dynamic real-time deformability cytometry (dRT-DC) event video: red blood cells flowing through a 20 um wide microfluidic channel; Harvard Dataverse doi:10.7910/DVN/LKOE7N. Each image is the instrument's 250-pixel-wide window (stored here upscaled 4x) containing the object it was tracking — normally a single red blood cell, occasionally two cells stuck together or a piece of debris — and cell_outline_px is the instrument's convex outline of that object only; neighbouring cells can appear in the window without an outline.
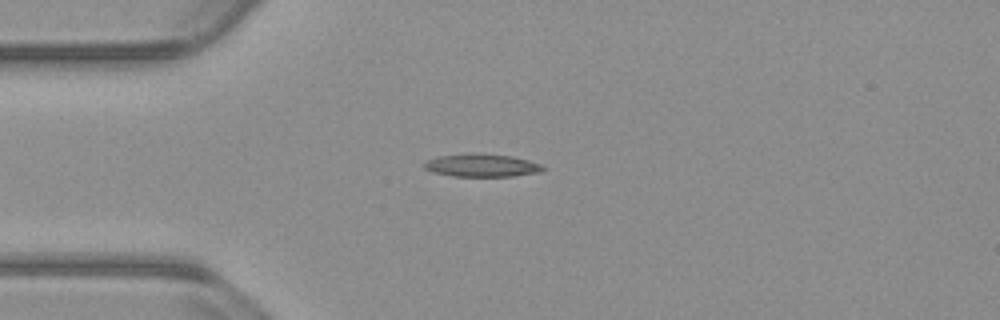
{"species": "common noctule bat (a hibernating species)", "species_latin": "Nyctalus noctula", "temperature_condition": "warm", "stored_images_in_passage": 53, "camera_frame_rate_fps": 3000, "um_per_image_px": 0.085, "animal": {"sex": "male", "body_mass_g": 23.1, "forearm_length_mm": 52.7}, "frame": {"image": 1, "passage_image": 13, "time_ms": 4.0, "image_size_px": [1000, 320], "cell_outline_px": [[548, 168], [540, 172], [512, 176], [452, 176], [432, 172], [424, 168], [420, 164], [424, 160], [436, 156], [468, 152], [512, 156], [544, 164]], "centroid_in_image_um": [40.9, 14.04], "position_along_channel_um": 44.1, "area_um2": 16.36}}
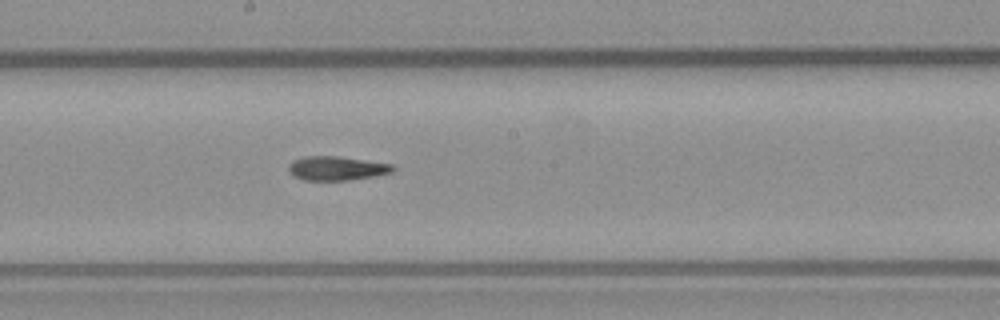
{"frame": {"image": 2, "passage_image": 28, "time_ms": 9.0, "image_size_px": [1000, 320], "cell_outline_px": [[396, 168], [392, 172], [376, 176], [348, 180], [304, 180], [292, 176], [288, 168], [288, 164], [292, 160], [304, 156], [336, 156], [392, 164]], "centroid_in_image_um": [28.59, 14.31], "position_along_channel_um": 219.6, "area_um2": 14.68}}
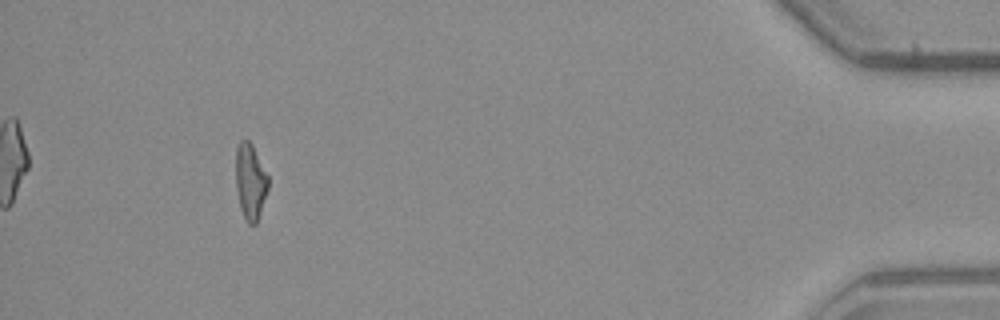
{"frame": {"image": 3, "passage_image": 49, "time_ms": 16.0, "image_size_px": [1000, 320], "cell_outline_px": [[268, 188], [256, 224], [248, 224], [240, 208], [236, 188], [236, 148], [240, 140], [248, 140], [252, 144], [268, 176]], "centroid_in_image_um": [21.27, 15.42], "position_along_channel_um": 413.9, "area_um2": 14.16}, "authors_computed_cell_mechanics": {"area_um2": 14.9124, "velocity_mm_per_s": 3.8323, "shape_relaxation_time_tau1_ms": null, "shape_relaxation_time_tau2_ms": 10.1852, "deformation_change_tau1": null, "deformation_change_tau2": 0.2463}}